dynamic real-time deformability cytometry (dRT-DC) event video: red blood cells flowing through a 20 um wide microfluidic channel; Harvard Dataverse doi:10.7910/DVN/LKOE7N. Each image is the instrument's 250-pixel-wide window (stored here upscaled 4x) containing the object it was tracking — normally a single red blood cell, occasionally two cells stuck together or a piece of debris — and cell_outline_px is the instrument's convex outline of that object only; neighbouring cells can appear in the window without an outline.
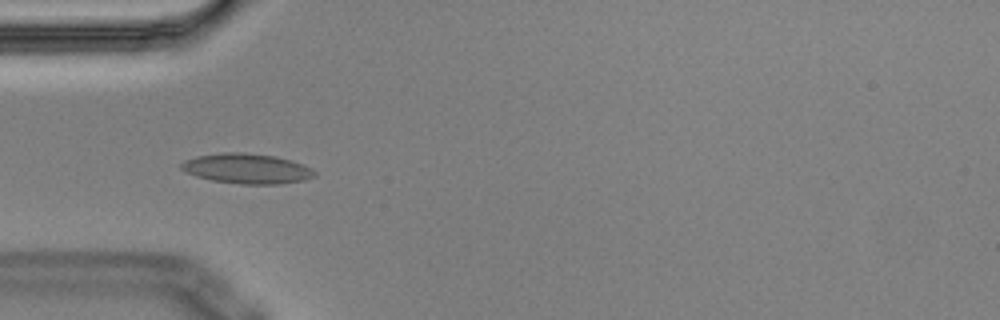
{"species": "Egyptian fruit bat (a non-hibernating species)", "species_latin": "Rousettus aegyptiacus", "temperature_condition": "cold", "stored_images_in_passage": 5, "camera_frame_rate_fps": 3000, "um_per_image_px": 0.085, "animal": {"sex": "male"}, "frame": {"image": 1, "passage_image": 5, "time_ms": 1.333, "image_size_px": [1000, 320], "cell_outline_px": [[316, 176], [304, 180], [280, 184], [240, 184], [212, 180], [196, 176], [184, 172], [180, 168], [180, 164], [184, 160], [196, 156], [224, 152], [244, 152], [276, 156], [292, 160], [304, 164], [312, 168], [316, 172]], "centroid_in_image_um": [21.0, 14.32], "position_along_channel_um": 64.0, "area_um2": 23.64}}